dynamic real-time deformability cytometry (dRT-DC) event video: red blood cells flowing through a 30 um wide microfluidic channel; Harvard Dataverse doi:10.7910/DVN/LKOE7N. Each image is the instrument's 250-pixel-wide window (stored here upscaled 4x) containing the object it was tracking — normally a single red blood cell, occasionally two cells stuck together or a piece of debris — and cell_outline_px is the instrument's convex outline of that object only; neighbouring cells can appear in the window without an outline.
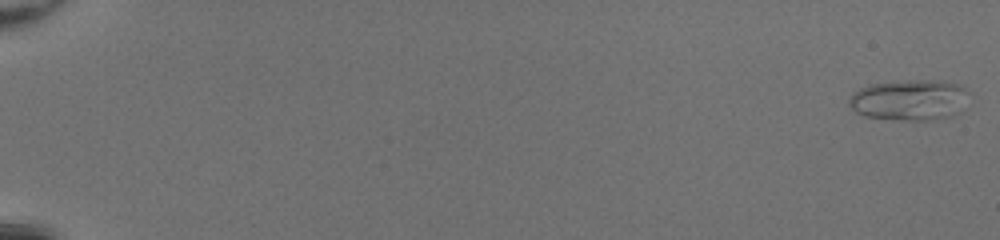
{"species": "common noctule bat (a hibernating species)", "species_latin": "Nyctalus noctula", "temperature_condition": "room temperature", "stored_images_in_passage": 51, "camera_frame_rate_fps": 3000, "um_per_image_px": 0.085, "animal": {"sex": "female", "body_mass_g": 20.0, "forearm_length_mm": 54.0}, "frame": {"image": 1, "passage_image": 1, "time_ms": 0.0, "image_size_px": [1000, 240], "cell_outline_px": [[972, 92], [960, 112], [952, 116], [928, 120], [900, 120], [864, 116], [856, 112], [848, 104], [848, 100], [852, 92], [860, 88], [872, 84], [912, 80], [940, 80], [960, 84]], "centroid_in_image_um": [77.36, 8.49], "position_along_channel_um": 7.6, "area_um2": 28.9}}
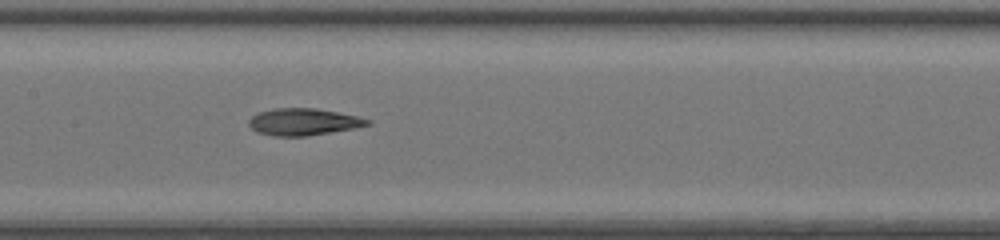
{"frame": {"image": 2, "passage_image": 28, "time_ms": 9.0, "image_size_px": [1000, 240], "cell_outline_px": [[372, 124], [356, 128], [304, 136], [272, 136], [256, 132], [248, 124], [248, 120], [252, 116], [260, 112], [272, 108], [316, 108], [356, 116], [372, 120]], "centroid_in_image_um": [25.78, 10.36], "position_along_channel_um": 181.6, "area_um2": 18.61}}
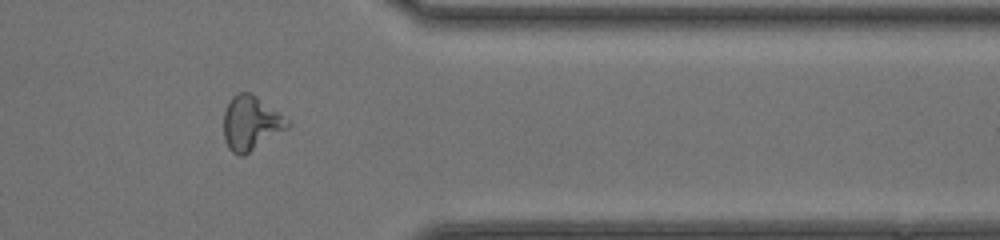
{"frame": {"image": 3, "passage_image": 43, "time_ms": 14.0, "image_size_px": [1000, 240], "cell_outline_px": [[292, 124], [288, 128], [244, 156], [240, 156], [232, 152], [228, 148], [224, 140], [224, 112], [232, 96], [240, 92], [252, 92], [288, 120]], "centroid_in_image_um": [21.31, 10.48], "position_along_channel_um": 390.1, "area_um2": 20.17}, "authors_computed_cell_mechanics": {"area_um2": 19.5364, "velocity_mm_per_s": 4.3284, "shape_relaxation_time_tau1_ms": 4.7369, "shape_relaxation_time_tau2_ms": 2.741, "deformation_change_tau1": 0.1706, "deformation_change_tau2": 0.1182}}